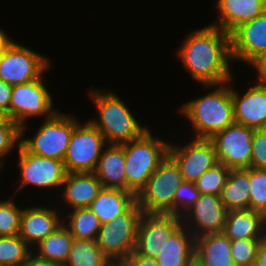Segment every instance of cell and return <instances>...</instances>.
Masks as SVG:
<instances>
[{"instance_id":"cell-1","label":"cell","mask_w":266,"mask_h":266,"mask_svg":"<svg viewBox=\"0 0 266 266\" xmlns=\"http://www.w3.org/2000/svg\"><path fill=\"white\" fill-rule=\"evenodd\" d=\"M176 55L191 77L201 85H215L230 81V34L214 25L189 33Z\"/></svg>"},{"instance_id":"cell-2","label":"cell","mask_w":266,"mask_h":266,"mask_svg":"<svg viewBox=\"0 0 266 266\" xmlns=\"http://www.w3.org/2000/svg\"><path fill=\"white\" fill-rule=\"evenodd\" d=\"M232 81L233 79L221 84L203 85L205 88H215L180 107L181 113L192 125L193 138L210 139L215 133L234 123Z\"/></svg>"},{"instance_id":"cell-3","label":"cell","mask_w":266,"mask_h":266,"mask_svg":"<svg viewBox=\"0 0 266 266\" xmlns=\"http://www.w3.org/2000/svg\"><path fill=\"white\" fill-rule=\"evenodd\" d=\"M99 114L89 121L103 134L107 144H123L141 137L147 130L114 92L96 89L88 94Z\"/></svg>"},{"instance_id":"cell-4","label":"cell","mask_w":266,"mask_h":266,"mask_svg":"<svg viewBox=\"0 0 266 266\" xmlns=\"http://www.w3.org/2000/svg\"><path fill=\"white\" fill-rule=\"evenodd\" d=\"M169 143L152 135L150 130L138 139L124 143L126 191L138 195L168 155Z\"/></svg>"},{"instance_id":"cell-5","label":"cell","mask_w":266,"mask_h":266,"mask_svg":"<svg viewBox=\"0 0 266 266\" xmlns=\"http://www.w3.org/2000/svg\"><path fill=\"white\" fill-rule=\"evenodd\" d=\"M142 214L135 201L124 213L101 224L96 243L113 265H120L135 250Z\"/></svg>"},{"instance_id":"cell-6","label":"cell","mask_w":266,"mask_h":266,"mask_svg":"<svg viewBox=\"0 0 266 266\" xmlns=\"http://www.w3.org/2000/svg\"><path fill=\"white\" fill-rule=\"evenodd\" d=\"M179 166L167 155L136 196L143 213L173 214L175 191L183 182Z\"/></svg>"},{"instance_id":"cell-7","label":"cell","mask_w":266,"mask_h":266,"mask_svg":"<svg viewBox=\"0 0 266 266\" xmlns=\"http://www.w3.org/2000/svg\"><path fill=\"white\" fill-rule=\"evenodd\" d=\"M78 123L74 116L58 110L44 119L32 138L21 136L20 144L30 153L63 161L71 134Z\"/></svg>"},{"instance_id":"cell-8","label":"cell","mask_w":266,"mask_h":266,"mask_svg":"<svg viewBox=\"0 0 266 266\" xmlns=\"http://www.w3.org/2000/svg\"><path fill=\"white\" fill-rule=\"evenodd\" d=\"M106 145L103 134L89 120L79 122L71 134L63 160L66 172H94Z\"/></svg>"},{"instance_id":"cell-9","label":"cell","mask_w":266,"mask_h":266,"mask_svg":"<svg viewBox=\"0 0 266 266\" xmlns=\"http://www.w3.org/2000/svg\"><path fill=\"white\" fill-rule=\"evenodd\" d=\"M43 80L44 75L34 81L13 86L10 119L21 128V136L27 129L26 120L42 115L47 119L58 111L53 109L52 97Z\"/></svg>"},{"instance_id":"cell-10","label":"cell","mask_w":266,"mask_h":266,"mask_svg":"<svg viewBox=\"0 0 266 266\" xmlns=\"http://www.w3.org/2000/svg\"><path fill=\"white\" fill-rule=\"evenodd\" d=\"M49 60L13 40L0 54V80L14 86L39 79L51 67Z\"/></svg>"},{"instance_id":"cell-11","label":"cell","mask_w":266,"mask_h":266,"mask_svg":"<svg viewBox=\"0 0 266 266\" xmlns=\"http://www.w3.org/2000/svg\"><path fill=\"white\" fill-rule=\"evenodd\" d=\"M18 153L21 182L14 196L20 189L31 185L42 189L62 187L67 174L63 161L30 153L21 144Z\"/></svg>"},{"instance_id":"cell-12","label":"cell","mask_w":266,"mask_h":266,"mask_svg":"<svg viewBox=\"0 0 266 266\" xmlns=\"http://www.w3.org/2000/svg\"><path fill=\"white\" fill-rule=\"evenodd\" d=\"M253 128L233 123L215 133L212 141L217 160L229 169L250 168Z\"/></svg>"},{"instance_id":"cell-13","label":"cell","mask_w":266,"mask_h":266,"mask_svg":"<svg viewBox=\"0 0 266 266\" xmlns=\"http://www.w3.org/2000/svg\"><path fill=\"white\" fill-rule=\"evenodd\" d=\"M183 146L169 143L168 155L179 166L184 181L196 182L200 176L218 163L210 139L194 138Z\"/></svg>"},{"instance_id":"cell-14","label":"cell","mask_w":266,"mask_h":266,"mask_svg":"<svg viewBox=\"0 0 266 266\" xmlns=\"http://www.w3.org/2000/svg\"><path fill=\"white\" fill-rule=\"evenodd\" d=\"M231 58L252 68L266 55V10L230 34Z\"/></svg>"},{"instance_id":"cell-15","label":"cell","mask_w":266,"mask_h":266,"mask_svg":"<svg viewBox=\"0 0 266 266\" xmlns=\"http://www.w3.org/2000/svg\"><path fill=\"white\" fill-rule=\"evenodd\" d=\"M227 213L220 196L200 194L199 199L181 216V220L196 238L210 233H222Z\"/></svg>"},{"instance_id":"cell-16","label":"cell","mask_w":266,"mask_h":266,"mask_svg":"<svg viewBox=\"0 0 266 266\" xmlns=\"http://www.w3.org/2000/svg\"><path fill=\"white\" fill-rule=\"evenodd\" d=\"M182 224L174 214L143 213L139 222L135 252L155 258L165 241Z\"/></svg>"},{"instance_id":"cell-17","label":"cell","mask_w":266,"mask_h":266,"mask_svg":"<svg viewBox=\"0 0 266 266\" xmlns=\"http://www.w3.org/2000/svg\"><path fill=\"white\" fill-rule=\"evenodd\" d=\"M255 83L243 95L232 87L231 97L234 122L259 130L266 124V79L257 77Z\"/></svg>"},{"instance_id":"cell-18","label":"cell","mask_w":266,"mask_h":266,"mask_svg":"<svg viewBox=\"0 0 266 266\" xmlns=\"http://www.w3.org/2000/svg\"><path fill=\"white\" fill-rule=\"evenodd\" d=\"M58 210L33 206L23 208L19 236L32 248L54 232L62 223Z\"/></svg>"},{"instance_id":"cell-19","label":"cell","mask_w":266,"mask_h":266,"mask_svg":"<svg viewBox=\"0 0 266 266\" xmlns=\"http://www.w3.org/2000/svg\"><path fill=\"white\" fill-rule=\"evenodd\" d=\"M159 266H194L195 237L181 224L165 241L155 257Z\"/></svg>"},{"instance_id":"cell-20","label":"cell","mask_w":266,"mask_h":266,"mask_svg":"<svg viewBox=\"0 0 266 266\" xmlns=\"http://www.w3.org/2000/svg\"><path fill=\"white\" fill-rule=\"evenodd\" d=\"M216 3L220 13L218 21L211 25L228 34L266 10V0H217Z\"/></svg>"},{"instance_id":"cell-21","label":"cell","mask_w":266,"mask_h":266,"mask_svg":"<svg viewBox=\"0 0 266 266\" xmlns=\"http://www.w3.org/2000/svg\"><path fill=\"white\" fill-rule=\"evenodd\" d=\"M62 188L63 201L74 210L89 207L103 185L94 172H80L67 173Z\"/></svg>"},{"instance_id":"cell-22","label":"cell","mask_w":266,"mask_h":266,"mask_svg":"<svg viewBox=\"0 0 266 266\" xmlns=\"http://www.w3.org/2000/svg\"><path fill=\"white\" fill-rule=\"evenodd\" d=\"M94 173L104 188L126 191L124 143L107 144Z\"/></svg>"},{"instance_id":"cell-23","label":"cell","mask_w":266,"mask_h":266,"mask_svg":"<svg viewBox=\"0 0 266 266\" xmlns=\"http://www.w3.org/2000/svg\"><path fill=\"white\" fill-rule=\"evenodd\" d=\"M230 249L231 240L223 232L196 237L194 266H235Z\"/></svg>"},{"instance_id":"cell-24","label":"cell","mask_w":266,"mask_h":266,"mask_svg":"<svg viewBox=\"0 0 266 266\" xmlns=\"http://www.w3.org/2000/svg\"><path fill=\"white\" fill-rule=\"evenodd\" d=\"M223 233L230 239H263L266 236V217L253 210H230Z\"/></svg>"},{"instance_id":"cell-25","label":"cell","mask_w":266,"mask_h":266,"mask_svg":"<svg viewBox=\"0 0 266 266\" xmlns=\"http://www.w3.org/2000/svg\"><path fill=\"white\" fill-rule=\"evenodd\" d=\"M135 201L136 196L131 192L103 187L89 208L98 217L100 223L104 224L124 213Z\"/></svg>"},{"instance_id":"cell-26","label":"cell","mask_w":266,"mask_h":266,"mask_svg":"<svg viewBox=\"0 0 266 266\" xmlns=\"http://www.w3.org/2000/svg\"><path fill=\"white\" fill-rule=\"evenodd\" d=\"M249 168L230 169L220 195L228 211L249 210Z\"/></svg>"},{"instance_id":"cell-27","label":"cell","mask_w":266,"mask_h":266,"mask_svg":"<svg viewBox=\"0 0 266 266\" xmlns=\"http://www.w3.org/2000/svg\"><path fill=\"white\" fill-rule=\"evenodd\" d=\"M73 237L69 229L62 223L54 232L49 234L33 249L42 259L64 265L68 259ZM35 250V251H34Z\"/></svg>"},{"instance_id":"cell-28","label":"cell","mask_w":266,"mask_h":266,"mask_svg":"<svg viewBox=\"0 0 266 266\" xmlns=\"http://www.w3.org/2000/svg\"><path fill=\"white\" fill-rule=\"evenodd\" d=\"M63 266H113L103 254L96 240L74 239Z\"/></svg>"},{"instance_id":"cell-29","label":"cell","mask_w":266,"mask_h":266,"mask_svg":"<svg viewBox=\"0 0 266 266\" xmlns=\"http://www.w3.org/2000/svg\"><path fill=\"white\" fill-rule=\"evenodd\" d=\"M68 214L65 219L69 222H63L73 239L96 240L101 223L89 207L74 209Z\"/></svg>"},{"instance_id":"cell-30","label":"cell","mask_w":266,"mask_h":266,"mask_svg":"<svg viewBox=\"0 0 266 266\" xmlns=\"http://www.w3.org/2000/svg\"><path fill=\"white\" fill-rule=\"evenodd\" d=\"M19 236H0V266H21L33 252Z\"/></svg>"},{"instance_id":"cell-31","label":"cell","mask_w":266,"mask_h":266,"mask_svg":"<svg viewBox=\"0 0 266 266\" xmlns=\"http://www.w3.org/2000/svg\"><path fill=\"white\" fill-rule=\"evenodd\" d=\"M229 168L222 163L215 164L205 171L200 178L194 182L200 194H214L220 196L229 175Z\"/></svg>"},{"instance_id":"cell-32","label":"cell","mask_w":266,"mask_h":266,"mask_svg":"<svg viewBox=\"0 0 266 266\" xmlns=\"http://www.w3.org/2000/svg\"><path fill=\"white\" fill-rule=\"evenodd\" d=\"M249 209L266 217V169L249 168Z\"/></svg>"},{"instance_id":"cell-33","label":"cell","mask_w":266,"mask_h":266,"mask_svg":"<svg viewBox=\"0 0 266 266\" xmlns=\"http://www.w3.org/2000/svg\"><path fill=\"white\" fill-rule=\"evenodd\" d=\"M13 198L14 195L6 201L0 200V236L19 235L23 209H19Z\"/></svg>"},{"instance_id":"cell-34","label":"cell","mask_w":266,"mask_h":266,"mask_svg":"<svg viewBox=\"0 0 266 266\" xmlns=\"http://www.w3.org/2000/svg\"><path fill=\"white\" fill-rule=\"evenodd\" d=\"M262 239L240 238L231 240L230 253L235 266H254Z\"/></svg>"},{"instance_id":"cell-35","label":"cell","mask_w":266,"mask_h":266,"mask_svg":"<svg viewBox=\"0 0 266 266\" xmlns=\"http://www.w3.org/2000/svg\"><path fill=\"white\" fill-rule=\"evenodd\" d=\"M200 192L194 182L183 181L175 191L173 214L182 216L198 199Z\"/></svg>"},{"instance_id":"cell-36","label":"cell","mask_w":266,"mask_h":266,"mask_svg":"<svg viewBox=\"0 0 266 266\" xmlns=\"http://www.w3.org/2000/svg\"><path fill=\"white\" fill-rule=\"evenodd\" d=\"M21 140V128L9 119L0 124V165L3 166V159L8 155L14 146L18 148Z\"/></svg>"},{"instance_id":"cell-37","label":"cell","mask_w":266,"mask_h":266,"mask_svg":"<svg viewBox=\"0 0 266 266\" xmlns=\"http://www.w3.org/2000/svg\"><path fill=\"white\" fill-rule=\"evenodd\" d=\"M250 167L266 169V132L262 129L252 135Z\"/></svg>"},{"instance_id":"cell-38","label":"cell","mask_w":266,"mask_h":266,"mask_svg":"<svg viewBox=\"0 0 266 266\" xmlns=\"http://www.w3.org/2000/svg\"><path fill=\"white\" fill-rule=\"evenodd\" d=\"M121 266H159L155 258L146 257L133 251L121 264Z\"/></svg>"},{"instance_id":"cell-39","label":"cell","mask_w":266,"mask_h":266,"mask_svg":"<svg viewBox=\"0 0 266 266\" xmlns=\"http://www.w3.org/2000/svg\"><path fill=\"white\" fill-rule=\"evenodd\" d=\"M13 86L0 80V109L5 111L10 118V101L12 97Z\"/></svg>"},{"instance_id":"cell-40","label":"cell","mask_w":266,"mask_h":266,"mask_svg":"<svg viewBox=\"0 0 266 266\" xmlns=\"http://www.w3.org/2000/svg\"><path fill=\"white\" fill-rule=\"evenodd\" d=\"M21 266H63L59 263L38 257L35 252L31 253L27 260Z\"/></svg>"},{"instance_id":"cell-41","label":"cell","mask_w":266,"mask_h":266,"mask_svg":"<svg viewBox=\"0 0 266 266\" xmlns=\"http://www.w3.org/2000/svg\"><path fill=\"white\" fill-rule=\"evenodd\" d=\"M254 266H266V236L261 240Z\"/></svg>"},{"instance_id":"cell-42","label":"cell","mask_w":266,"mask_h":266,"mask_svg":"<svg viewBox=\"0 0 266 266\" xmlns=\"http://www.w3.org/2000/svg\"><path fill=\"white\" fill-rule=\"evenodd\" d=\"M257 73V77L266 79V55L253 67Z\"/></svg>"},{"instance_id":"cell-43","label":"cell","mask_w":266,"mask_h":266,"mask_svg":"<svg viewBox=\"0 0 266 266\" xmlns=\"http://www.w3.org/2000/svg\"><path fill=\"white\" fill-rule=\"evenodd\" d=\"M12 42L13 40L8 38L7 34L0 29V54H2Z\"/></svg>"},{"instance_id":"cell-44","label":"cell","mask_w":266,"mask_h":266,"mask_svg":"<svg viewBox=\"0 0 266 266\" xmlns=\"http://www.w3.org/2000/svg\"><path fill=\"white\" fill-rule=\"evenodd\" d=\"M10 118L8 117L7 113L0 109V124H4L7 122Z\"/></svg>"},{"instance_id":"cell-45","label":"cell","mask_w":266,"mask_h":266,"mask_svg":"<svg viewBox=\"0 0 266 266\" xmlns=\"http://www.w3.org/2000/svg\"><path fill=\"white\" fill-rule=\"evenodd\" d=\"M262 130L266 132V124H265V126H264V128Z\"/></svg>"}]
</instances>
